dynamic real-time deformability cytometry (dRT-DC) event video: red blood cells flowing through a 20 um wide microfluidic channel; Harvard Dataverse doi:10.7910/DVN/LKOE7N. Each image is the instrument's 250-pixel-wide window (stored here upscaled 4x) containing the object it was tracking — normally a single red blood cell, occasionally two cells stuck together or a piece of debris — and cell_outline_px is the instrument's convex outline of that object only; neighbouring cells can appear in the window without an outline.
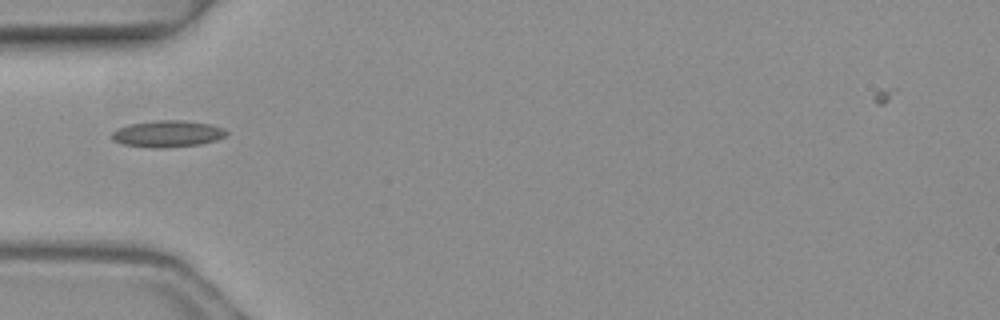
{"species": "common noctule bat (a hibernating species)", "species_latin": "Nyctalus noctula", "temperature_condition": "warm", "stored_images_in_passage": 2, "camera_frame_rate_fps": 3000, "um_per_image_px": 0.085, "animal": {"sex": "female", "body_mass_g": 19.3, "forearm_length_mm": 54.1}, "frame": {"image": 1, "passage_image": 1, "time_ms": 0.0, "image_size_px": [1000, 320], "cell_outline_px": [[228, 132], [224, 136], [216, 140], [200, 144], [164, 148], [156, 148], [124, 144], [112, 140], [112, 132], [116, 128], [128, 124], [156, 120], [180, 120], [208, 124], [224, 128]], "centroid_in_image_um": [14.21, 11.37], "position_along_channel_um": 70.8, "area_um2": 17.69}}
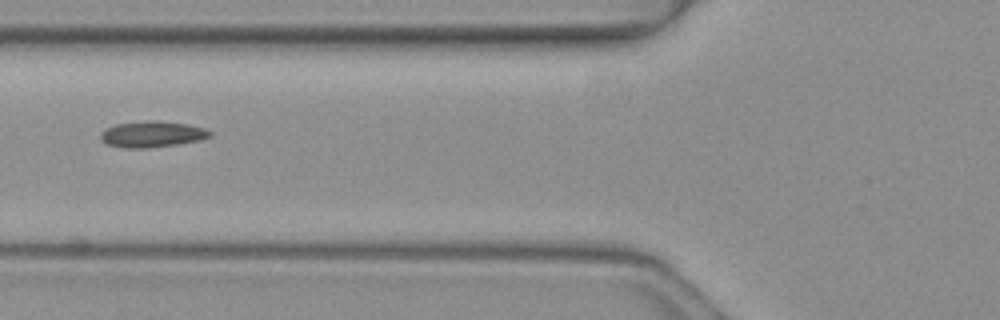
{"frame": {"image": 2, "passage_image": 2, "time_ms": 0.333, "image_size_px": [1000, 320], "cell_outline_px": [[212, 136], [200, 140], [176, 144], [148, 148], [124, 148], [104, 144], [100, 140], [100, 132], [116, 124], [148, 120], [156, 120], [188, 124], [204, 128], [212, 132]], "centroid_in_image_um": [12.91, 11.41], "position_along_channel_um": 112.9, "area_um2": 16.76}}